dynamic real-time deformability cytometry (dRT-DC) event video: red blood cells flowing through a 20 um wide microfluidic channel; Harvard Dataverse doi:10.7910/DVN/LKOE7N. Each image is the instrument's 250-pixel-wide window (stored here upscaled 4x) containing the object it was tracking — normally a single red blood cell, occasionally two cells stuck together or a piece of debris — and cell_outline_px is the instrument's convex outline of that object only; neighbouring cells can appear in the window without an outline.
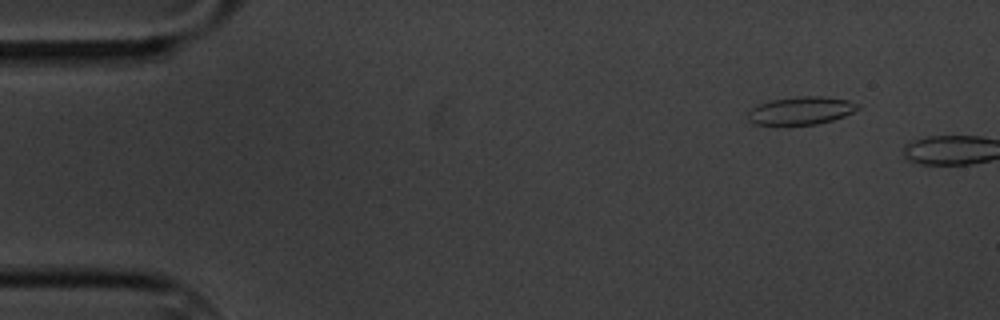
{"species": "common noctule bat (a hibernating species)", "species_latin": "Nyctalus noctula", "temperature_condition": "cold", "stored_images_in_passage": 2, "camera_frame_rate_fps": 3000, "um_per_image_px": 0.085, "animal": {"sex": "male", "body_mass_g": 20.1, "forearm_length_mm": 53.5}, "frame": {"image": 1, "passage_image": 1, "time_ms": 0.0, "image_size_px": [1000, 320], "cell_outline_px": [[860, 108], [844, 116], [832, 120], [816, 124], [752, 124], [748, 120], [748, 112], [756, 104], [772, 100], [800, 96], [820, 96], [848, 100], [860, 104]], "centroid_in_image_um": [68.08, 9.39], "position_along_channel_um": 16.9, "area_um2": 17.74}}